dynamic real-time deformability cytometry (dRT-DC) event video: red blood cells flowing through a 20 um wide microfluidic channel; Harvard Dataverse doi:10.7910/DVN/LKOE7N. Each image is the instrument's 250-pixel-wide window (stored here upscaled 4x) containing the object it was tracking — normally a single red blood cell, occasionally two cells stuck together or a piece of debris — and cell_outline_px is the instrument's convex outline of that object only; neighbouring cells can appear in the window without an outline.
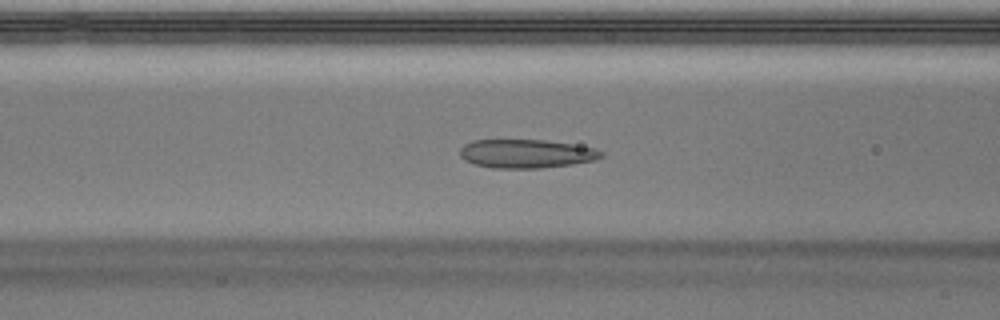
{"species": "Egyptian fruit bat (a non-hibernating species)", "species_latin": "Rousettus aegyptiacus", "temperature_condition": "warm", "stored_images_in_passage": 47, "camera_frame_rate_fps": 3000, "um_per_image_px": 0.085, "animal": {"sex": "male"}, "frame": {"image": 1, "passage_image": 17, "time_ms": 5.333, "image_size_px": [1000, 320], "cell_outline_px": [[604, 156], [596, 160], [572, 164], [540, 168], [492, 168], [476, 164], [464, 160], [460, 156], [460, 148], [464, 144], [472, 140], [544, 140], [572, 144], [596, 148], [604, 152]], "centroid_in_image_um": [44.75, 13.06], "position_along_channel_um": 121.9, "area_um2": 23.7}}
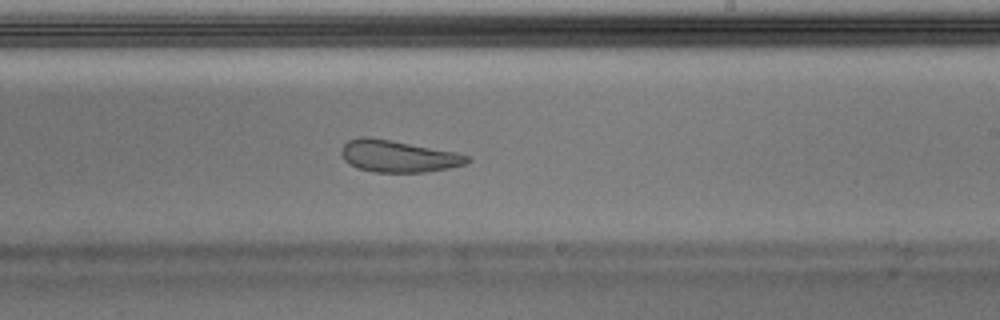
{"frame": {"image": 2, "passage_image": 27, "time_ms": 8.667, "image_size_px": [1000, 320], "cell_outline_px": [[472, 160], [464, 164], [448, 168], [424, 172], [372, 172], [348, 164], [344, 160], [340, 152], [340, 148], [348, 140], [360, 136], [368, 136], [392, 140], [456, 152], [468, 156]], "centroid_in_image_um": [33.8, 13.26], "position_along_channel_um": 255.2, "area_um2": 23.47}}
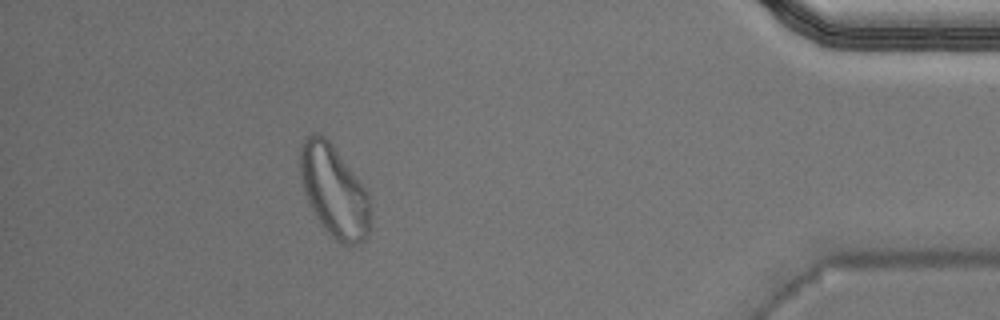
{"frame": {"image": 3, "passage_image": 42, "time_ms": 13.667, "image_size_px": [1000, 320], "cell_outline_px": [[368, 236], [360, 244], [340, 244], [324, 228], [308, 204], [300, 176], [300, 144], [312, 132], [316, 132], [324, 136], [328, 140], [368, 192]], "centroid_in_image_um": [28.35, 16.24], "position_along_channel_um": 406.8, "area_um2": 36.88}, "authors_computed_cell_mechanics": {"area_um2": 24.854, "velocity_mm_per_s": 3.9958, "shape_relaxation_time_tau1_ms": null, "shape_relaxation_time_tau2_ms": 1.3343, "deformation_change_tau1": null, "deformation_change_tau2": 0.0816}}